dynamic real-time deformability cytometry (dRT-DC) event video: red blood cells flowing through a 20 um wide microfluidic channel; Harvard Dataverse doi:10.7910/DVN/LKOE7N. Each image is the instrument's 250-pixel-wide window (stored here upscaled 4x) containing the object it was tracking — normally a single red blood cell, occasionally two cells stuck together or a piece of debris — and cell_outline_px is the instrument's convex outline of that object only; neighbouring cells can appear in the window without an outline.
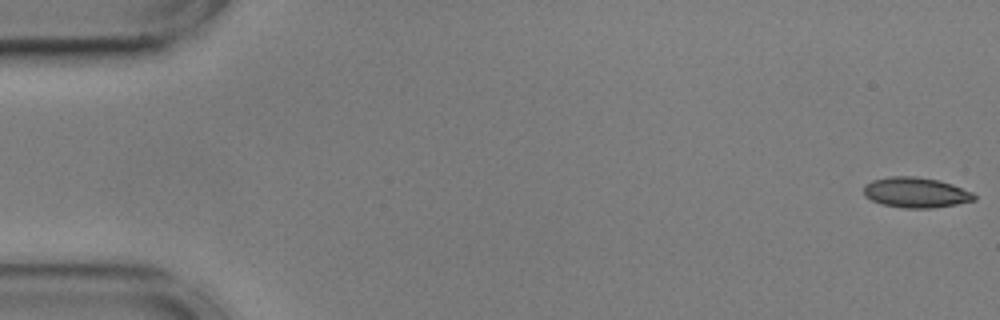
{"species": "common noctule bat (a hibernating species)", "species_latin": "Nyctalus noctula", "temperature_condition": "cold", "stored_images_in_passage": 56, "camera_frame_rate_fps": 3000, "um_per_image_px": 0.085, "animal": {"sex": "male", "body_mass_g": 17.9, "forearm_length_mm": 54.2}, "frame": {"image": 1, "passage_image": 1, "time_ms": 0.0, "image_size_px": [1000, 320], "cell_outline_px": [[976, 200], [956, 204], [932, 208], [904, 208], [884, 204], [872, 200], [864, 196], [864, 184], [872, 180], [888, 176], [916, 176], [940, 180], [952, 184], [972, 192], [976, 196]], "centroid_in_image_um": [77.84, 16.35], "position_along_channel_um": 7.2, "area_um2": 19.59}}
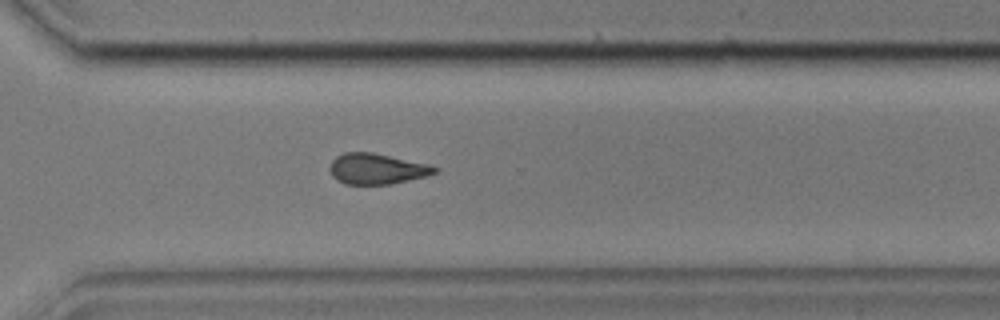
{"frame": {"image": 2, "passage_image": 40, "time_ms": 13.0, "image_size_px": [1000, 320], "cell_outline_px": [[440, 168], [436, 172], [428, 176], [392, 184], [344, 184], [336, 180], [332, 176], [328, 168], [332, 160], [336, 156], [344, 152], [372, 152], [432, 164]], "centroid_in_image_um": [32.05, 14.34], "position_along_channel_um": 338.5, "area_um2": 19.19}}
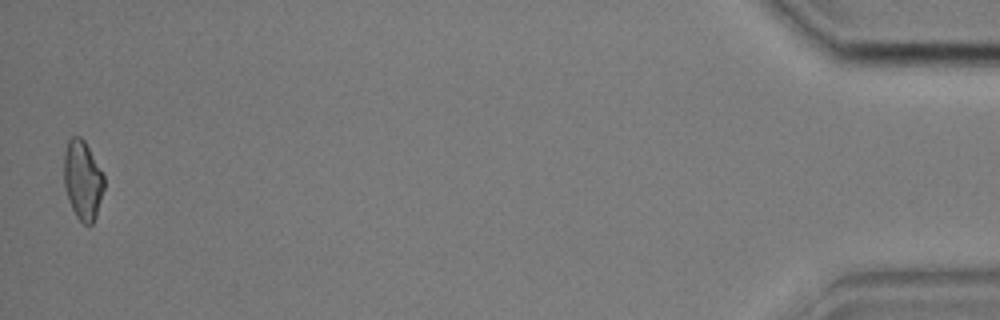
{"frame": {"image": 3, "passage_image": 55, "time_ms": 18.0, "image_size_px": [1000, 320], "cell_outline_px": [[104, 188], [96, 216], [92, 224], [84, 224], [76, 216], [68, 200], [64, 184], [64, 152], [68, 140], [72, 136], [80, 136], [84, 140], [104, 176]], "centroid_in_image_um": [7.01, 15.3], "position_along_channel_um": 428.2, "area_um2": 18.38}, "authors_computed_cell_mechanics": {"area_um2": 19.2474, "velocity_mm_per_s": 3.5938, "shape_relaxation_time_tau1_ms": 7.5627, "shape_relaxation_time_tau2_ms": 4.3917, "deformation_change_tau1": 0.1778, "deformation_change_tau2": 0.129}}